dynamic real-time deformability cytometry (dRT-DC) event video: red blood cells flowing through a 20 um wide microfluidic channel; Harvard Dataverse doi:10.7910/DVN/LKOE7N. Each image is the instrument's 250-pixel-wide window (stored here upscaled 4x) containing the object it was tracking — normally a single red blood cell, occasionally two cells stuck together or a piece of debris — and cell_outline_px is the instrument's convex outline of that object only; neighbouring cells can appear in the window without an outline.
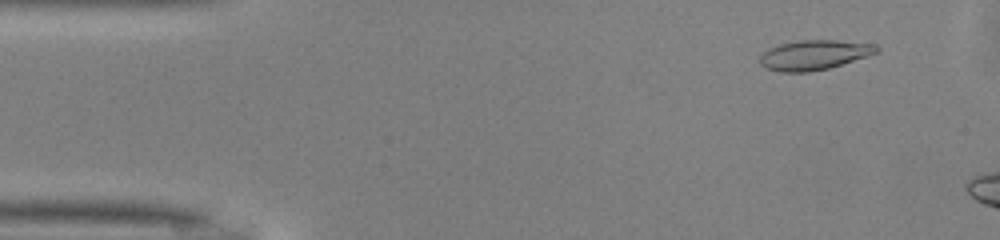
{"species": "common noctule bat (a hibernating species)", "species_latin": "Nyctalus noctula", "temperature_condition": "warm", "stored_images_in_passage": 9, "camera_frame_rate_fps": 3000, "um_per_image_px": 0.085, "animal": {"sex": "male", "body_mass_g": 13.0, "forearm_length_mm": 53.1}, "frame": {"image": 1, "passage_image": 4, "time_ms": 1.0, "image_size_px": [1000, 240], "cell_outline_px": [[880, 52], [868, 56], [828, 68], [808, 72], [780, 72], [764, 68], [760, 64], [760, 56], [768, 48], [780, 44], [796, 40], [836, 40], [872, 44], [880, 48]], "centroid_in_image_um": [69.18, 4.67], "position_along_channel_um": 15.8, "area_um2": 20.29}}